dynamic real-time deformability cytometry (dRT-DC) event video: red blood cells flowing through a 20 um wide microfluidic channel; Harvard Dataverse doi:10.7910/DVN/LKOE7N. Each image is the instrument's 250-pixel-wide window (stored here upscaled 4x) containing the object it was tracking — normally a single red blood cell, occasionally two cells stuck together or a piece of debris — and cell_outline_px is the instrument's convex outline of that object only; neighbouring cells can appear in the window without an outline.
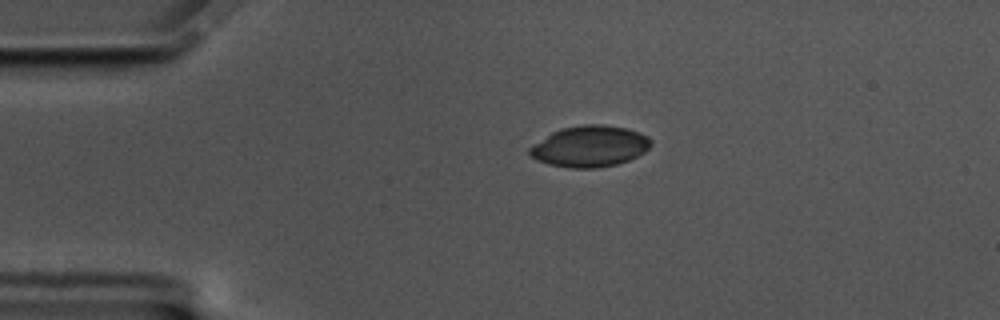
{"species": "common noctule bat (a hibernating species)", "species_latin": "Nyctalus noctula", "temperature_condition": "cold", "stored_images_in_passage": 49, "camera_frame_rate_fps": 3000, "um_per_image_px": 0.085, "animal": {"sex": "male", "body_mass_g": 17.5, "forearm_length_mm": 52.3}, "frame": {"image": 1, "passage_image": 1, "time_ms": 0.0, "image_size_px": [1000, 320], "cell_outline_px": [[652, 144], [644, 152], [628, 160], [616, 164], [596, 168], [572, 168], [548, 164], [536, 160], [528, 152], [528, 148], [552, 132], [560, 128], [584, 124], [604, 124], [628, 128], [640, 132], [648, 136], [652, 140]], "centroid_in_image_um": [50.14, 12.42], "position_along_channel_um": 34.9, "area_um2": 29.19}}
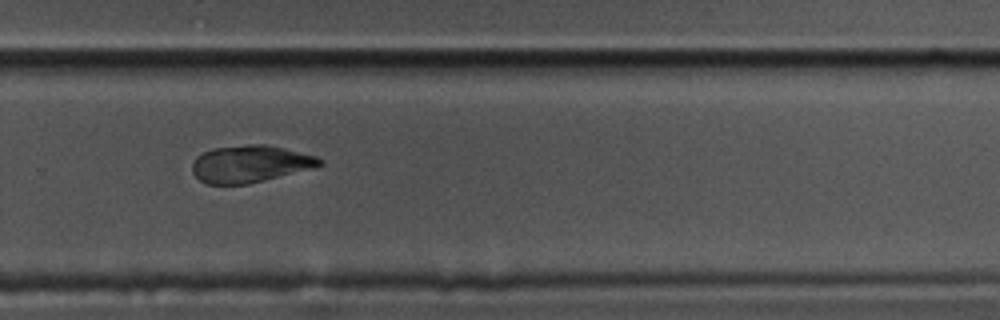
{"frame": {"image": 2, "passage_image": 29, "time_ms": 9.333, "image_size_px": [1000, 320], "cell_outline_px": [[324, 164], [316, 168], [248, 184], [208, 184], [200, 180], [192, 172], [192, 164], [196, 156], [212, 148], [248, 144], [264, 144], [284, 148], [316, 156], [324, 160]], "centroid_in_image_um": [21.29, 13.93], "position_along_channel_um": 308.5, "area_um2": 27.74}}
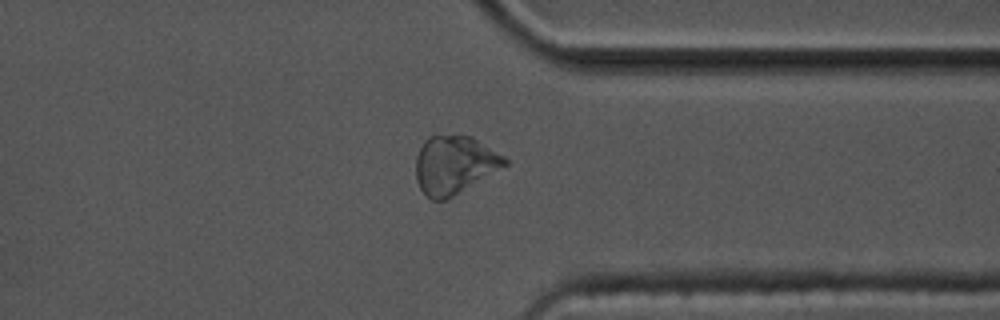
{"frame": {"image": 3, "passage_image": 35, "time_ms": 11.333, "image_size_px": [1000, 320], "cell_outline_px": [[508, 164], [452, 196], [444, 200], [432, 200], [420, 188], [416, 180], [416, 156], [424, 140], [428, 136], [472, 136], [504, 156], [508, 160]], "centroid_in_image_um": [38.6, 14.0], "position_along_channel_um": 372.8, "area_um2": 29.65}, "authors_computed_cell_mechanics": {"area_um2": 28.8422, "velocity_mm_per_s": 3.329, "shape_relaxation_time_tau1_ms": 3.8351, "shape_relaxation_time_tau2_ms": 4.265, "deformation_change_tau1": 0.0895, "deformation_change_tau2": 0.0893}}